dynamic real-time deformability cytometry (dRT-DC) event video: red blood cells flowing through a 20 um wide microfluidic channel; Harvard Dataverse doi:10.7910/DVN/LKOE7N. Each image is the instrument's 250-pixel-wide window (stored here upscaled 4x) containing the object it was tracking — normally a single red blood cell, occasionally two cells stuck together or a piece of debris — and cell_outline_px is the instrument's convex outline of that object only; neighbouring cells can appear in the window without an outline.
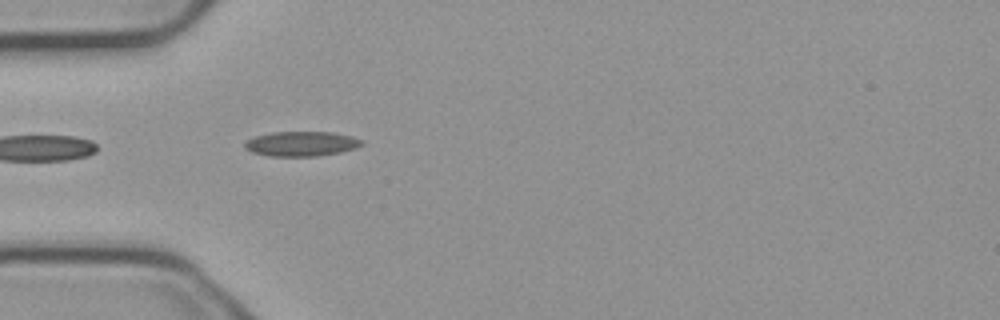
{"species": "common noctule bat (a hibernating species)", "species_latin": "Nyctalus noctula", "temperature_condition": "cold", "stored_images_in_passage": 32, "camera_frame_rate_fps": 3000, "um_per_image_px": 0.085, "animal": {"sex": "male", "body_mass_g": 23.1, "forearm_length_mm": 52.7}, "frame": {"image": 1, "passage_image": 2, "time_ms": 0.333, "image_size_px": [1000, 320], "cell_outline_px": [[364, 144], [356, 148], [340, 152], [316, 156], [272, 156], [252, 152], [244, 148], [244, 144], [248, 140], [256, 136], [272, 132], [332, 132], [348, 136], [360, 140]], "centroid_in_image_um": [25.6, 12.22], "position_along_channel_um": 59.4, "area_um2": 16.65}}
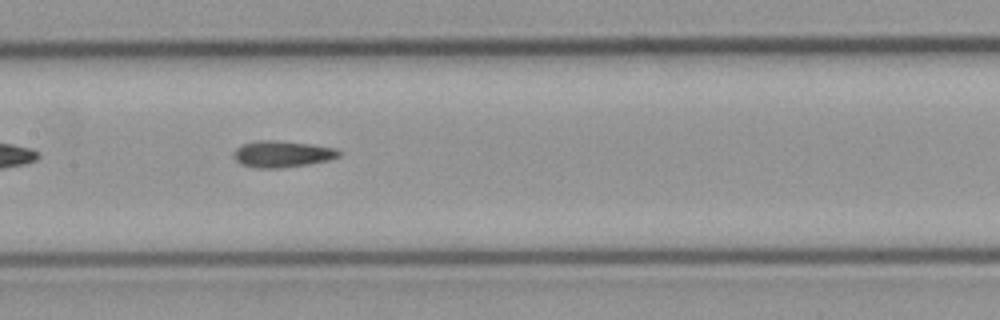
{"frame": {"image": 2, "passage_image": 12, "time_ms": 3.667, "image_size_px": [1000, 320], "cell_outline_px": [[340, 156], [328, 160], [308, 164], [280, 168], [256, 168], [244, 164], [236, 160], [232, 156], [232, 152], [236, 148], [244, 144], [256, 140], [276, 140], [312, 144], [336, 148], [340, 152]], "centroid_in_image_um": [23.98, 13.08], "position_along_channel_um": 183.4, "area_um2": 16.24}}
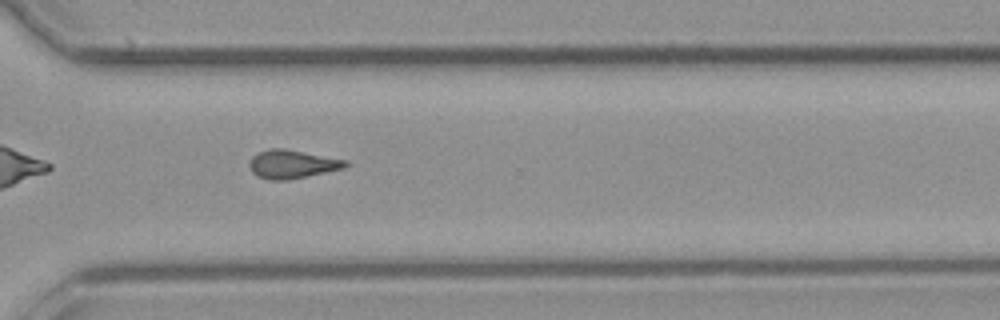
{"frame": {"image": 3, "passage_image": 25, "time_ms": 8.0, "image_size_px": [1000, 320], "cell_outline_px": [[348, 164], [344, 168], [288, 180], [268, 180], [256, 176], [252, 172], [248, 164], [252, 156], [256, 152], [272, 148], [284, 148], [348, 160]], "centroid_in_image_um": [24.79, 13.95], "position_along_channel_um": 345.8, "area_um2": 16.07}, "authors_computed_cell_mechanics": {"area_um2": 15.6349, "velocity_mm_per_s": 3.7695, "shape_relaxation_time_tau1_ms": null, "shape_relaxation_time_tau2_ms": 4.9135, "deformation_change_tau1": null, "deformation_change_tau2": 0.1077}}